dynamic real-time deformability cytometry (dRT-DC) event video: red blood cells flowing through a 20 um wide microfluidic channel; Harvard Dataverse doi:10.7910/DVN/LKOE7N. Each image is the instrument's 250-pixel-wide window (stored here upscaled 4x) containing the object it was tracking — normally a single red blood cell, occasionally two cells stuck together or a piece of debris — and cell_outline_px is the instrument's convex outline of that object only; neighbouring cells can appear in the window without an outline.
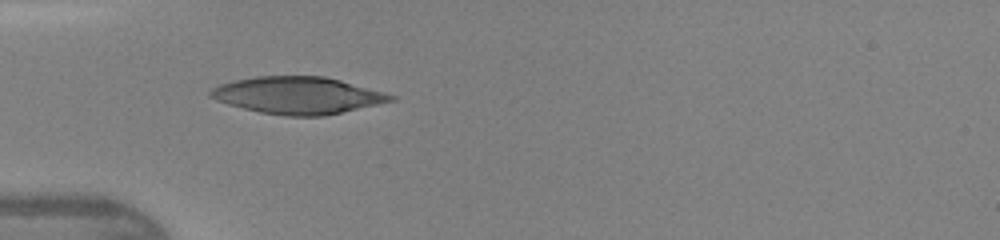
{"species": "human", "species_latin": "Homo sapiens", "temperature_condition": "warm", "stored_images_in_passage": 27, "camera_frame_rate_fps": 3000, "um_per_image_px": 0.085, "donor": {"sex": "female"}, "frame": {"image": 1, "passage_image": 1, "time_ms": 0.0, "image_size_px": [1000, 240], "cell_outline_px": [[396, 100], [324, 116], [288, 116], [260, 112], [228, 104], [216, 100], [208, 96], [208, 92], [212, 88], [220, 84], [236, 80], [256, 76], [324, 76], [340, 80], [384, 92], [396, 96]], "centroid_in_image_um": [25.3, 8.1], "position_along_channel_um": 59.7, "area_um2": 38.73}}
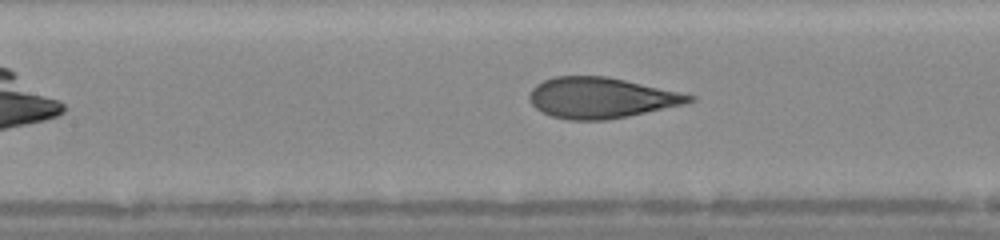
{"frame": {"image": 2, "passage_image": 8, "time_ms": 2.333, "image_size_px": [1000, 240], "cell_outline_px": [[696, 100], [684, 104], [628, 116], [604, 120], [568, 120], [552, 116], [536, 108], [532, 104], [528, 96], [532, 88], [536, 84], [544, 80], [556, 76], [608, 76], [696, 96]], "centroid_in_image_um": [51.07, 8.31], "position_along_channel_um": 156.3, "area_um2": 37.69}}
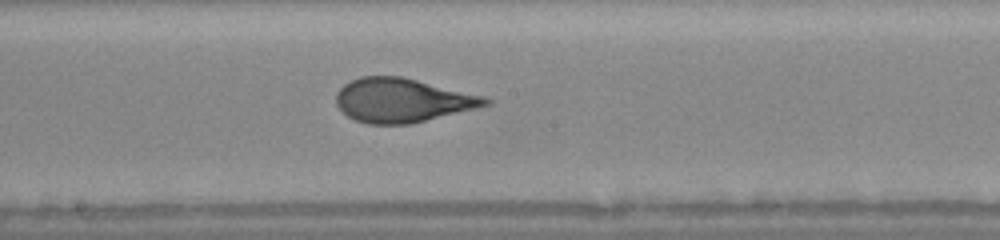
{"frame": {"image": 3, "passage_image": 12, "time_ms": 3.667, "image_size_px": [1000, 240], "cell_outline_px": [[492, 104], [408, 124], [368, 124], [356, 120], [348, 116], [336, 104], [336, 92], [344, 84], [360, 76], [400, 76], [488, 96], [492, 100]], "centroid_in_image_um": [34.22, 8.51], "position_along_channel_um": 214.0, "area_um2": 38.15}, "authors_computed_cell_mechanics": {"area_um2": 38.3792, "velocity_mm_per_s": 4.3344, "shape_relaxation_time_tau1_ms": 4.11, "shape_relaxation_time_tau2_ms": null, "deformation_change_tau1": 0.2035, "deformation_change_tau2": null}}